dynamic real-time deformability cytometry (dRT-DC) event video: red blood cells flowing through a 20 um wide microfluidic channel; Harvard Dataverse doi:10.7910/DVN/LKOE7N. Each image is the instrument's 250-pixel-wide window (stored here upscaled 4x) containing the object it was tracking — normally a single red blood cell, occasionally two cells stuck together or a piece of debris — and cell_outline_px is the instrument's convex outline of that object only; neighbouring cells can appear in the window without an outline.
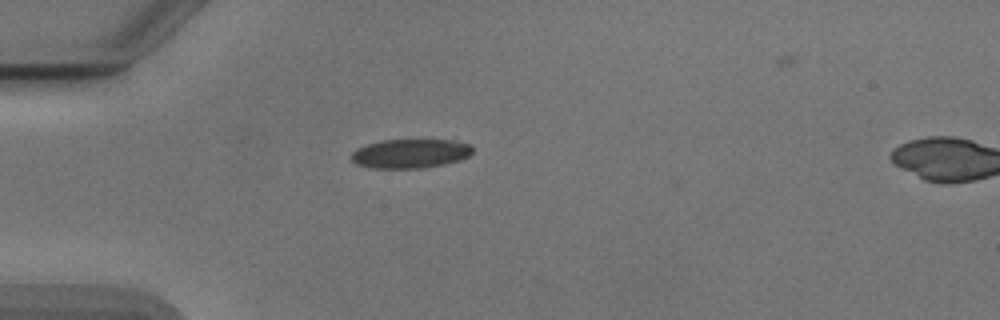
{"species": "Egyptian fruit bat (a non-hibernating species)", "species_latin": "Rousettus aegyptiacus", "temperature_condition": "cold", "stored_images_in_passage": 36, "camera_frame_rate_fps": 3000, "um_per_image_px": 0.085, "animal": {"sex": "male"}, "frame": {"image": 1, "passage_image": 1, "time_ms": 0.0, "image_size_px": [1000, 320], "cell_outline_px": [[472, 152], [468, 156], [460, 160], [444, 164], [420, 168], [368, 168], [356, 164], [352, 160], [352, 152], [356, 148], [380, 140], [456, 140], [468, 144], [472, 148]], "centroid_in_image_um": [34.85, 13.05], "position_along_channel_um": 50.1, "area_um2": 20.58}}
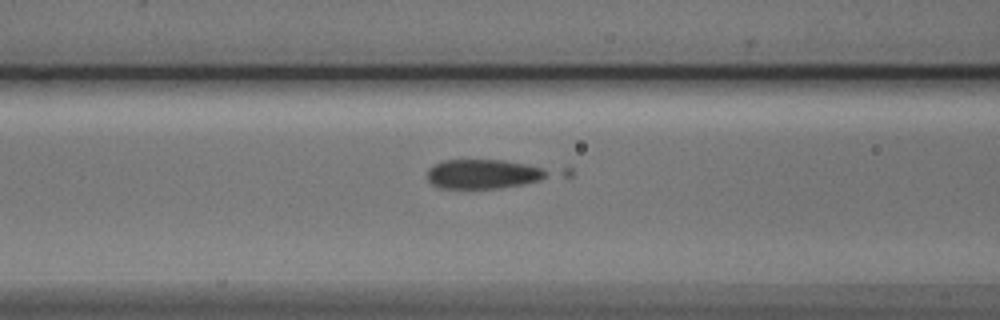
{"frame": {"image": 2, "passage_image": 8, "time_ms": 2.333, "image_size_px": [1000, 320], "cell_outline_px": [[576, 172], [572, 176], [500, 188], [440, 188], [432, 184], [428, 180], [428, 168], [432, 164], [444, 160], [500, 160], [572, 168]], "centroid_in_image_um": [41.78, 14.76], "position_along_channel_um": 124.8, "area_um2": 23.41}}
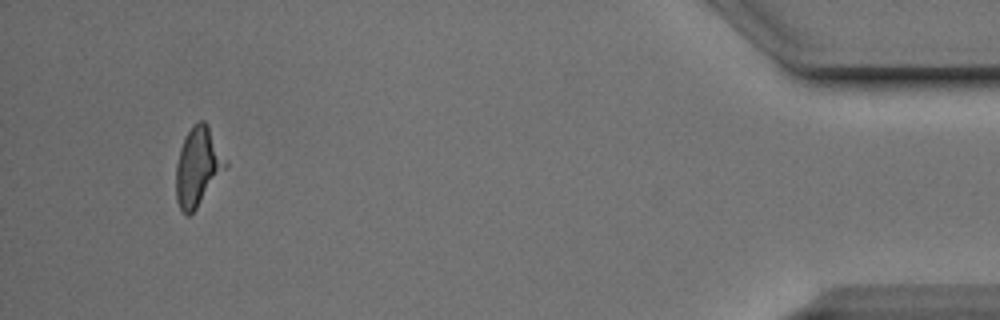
{"frame": {"image": 3, "passage_image": 36, "time_ms": 11.667, "image_size_px": [1000, 320], "cell_outline_px": [[228, 164], [196, 208], [188, 216], [184, 216], [176, 200], [176, 164], [180, 148], [192, 124], [200, 120], [204, 120], [208, 124]], "centroid_in_image_um": [16.79, 14.16], "position_along_channel_um": 418.4, "area_um2": 22.37}}